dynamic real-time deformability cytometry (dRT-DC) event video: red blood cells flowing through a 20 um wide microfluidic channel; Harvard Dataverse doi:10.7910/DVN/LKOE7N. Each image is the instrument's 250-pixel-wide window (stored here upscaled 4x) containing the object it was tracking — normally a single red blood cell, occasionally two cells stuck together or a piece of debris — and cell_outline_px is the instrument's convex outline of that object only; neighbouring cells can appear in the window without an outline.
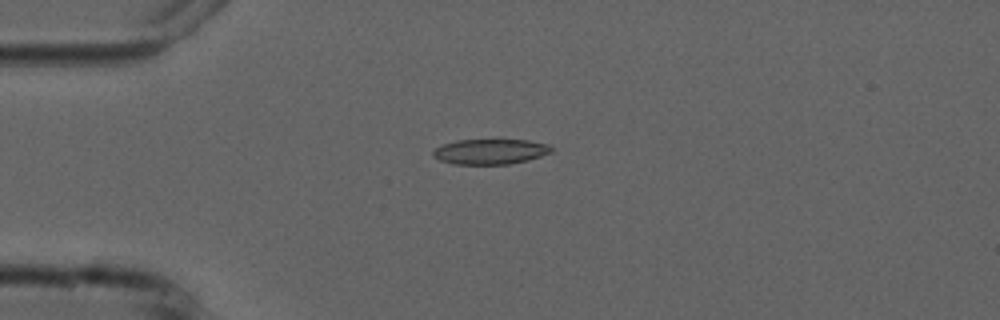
{"species": "common noctule bat (a hibernating species)", "species_latin": "Nyctalus noctula", "temperature_condition": "cold", "stored_images_in_passage": 4, "camera_frame_rate_fps": 3000, "um_per_image_px": 0.085, "animal": {"sex": "male", "forearm_length_mm": 52.5}, "frame": {"image": 1, "passage_image": 4, "time_ms": 3.667, "image_size_px": [1000, 320], "cell_outline_px": [[552, 152], [528, 160], [508, 164], [452, 164], [440, 160], [432, 156], [432, 152], [436, 148], [444, 144], [456, 140], [500, 136], [528, 140], [548, 144], [552, 148]], "centroid_in_image_um": [41.69, 12.82], "position_along_channel_um": 43.3, "area_um2": 18.38}}